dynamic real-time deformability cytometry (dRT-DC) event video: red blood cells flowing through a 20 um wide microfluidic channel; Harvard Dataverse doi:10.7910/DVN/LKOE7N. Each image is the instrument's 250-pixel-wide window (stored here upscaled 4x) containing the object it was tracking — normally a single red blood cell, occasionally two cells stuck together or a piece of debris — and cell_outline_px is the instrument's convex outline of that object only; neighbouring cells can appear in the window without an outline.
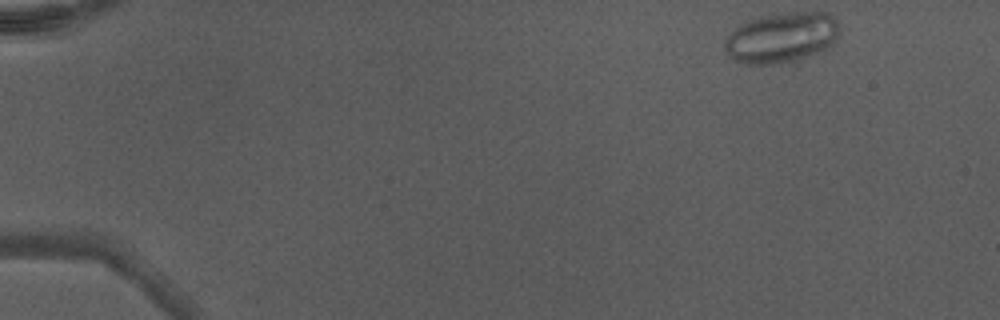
{"species": "Egyptian fruit bat (a non-hibernating species)", "species_latin": "Rousettus aegyptiacus", "temperature_condition": "warm", "stored_images_in_passage": 44, "camera_frame_rate_fps": 3000, "um_per_image_px": 0.085, "animal": {"sex": "male"}, "frame": {"image": 1, "passage_image": 1, "time_ms": 0.0, "image_size_px": [1000, 320], "cell_outline_px": [[840, 36], [832, 44], [816, 52], [804, 56], [772, 64], [748, 64], [736, 60], [724, 48], [724, 40], [736, 24], [760, 16], [788, 12], [828, 12], [836, 20], [840, 28]], "centroid_in_image_um": [66.42, 3.14], "position_along_channel_um": 18.6, "area_um2": 33.41}}
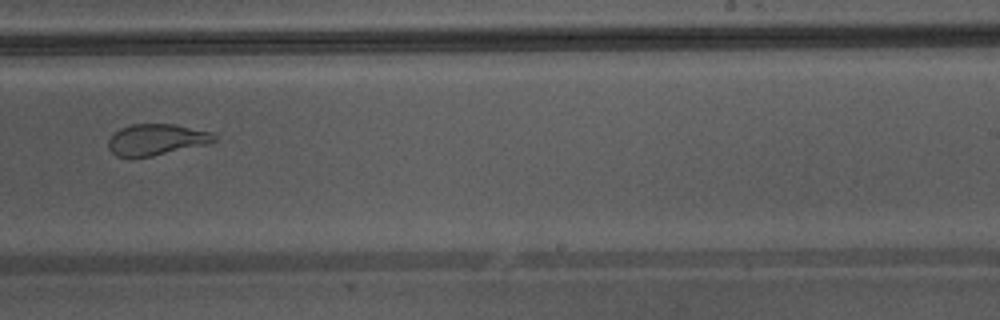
{"frame": {"image": 2, "passage_image": 28, "time_ms": 9.0, "image_size_px": [1000, 320], "cell_outline_px": [[220, 140], [212, 144], [132, 160], [116, 156], [108, 148], [108, 140], [120, 128], [132, 124], [176, 124], [212, 132]], "centroid_in_image_um": [13.34, 11.9], "position_along_channel_um": 275.7, "area_um2": 20.0}}
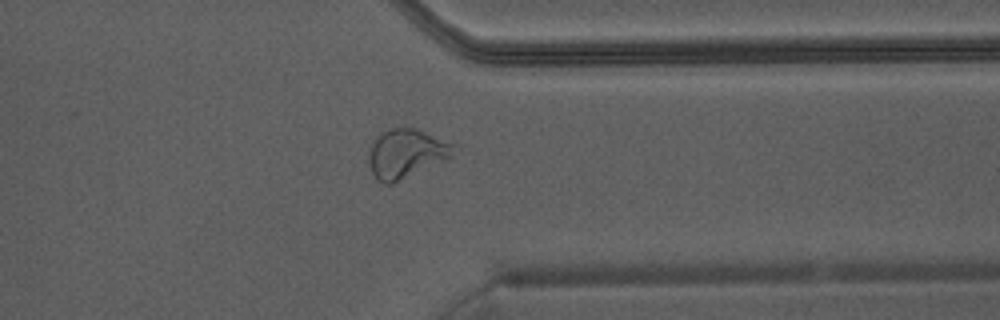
{"frame": {"image": 3, "passage_image": 35, "time_ms": 11.333, "image_size_px": [1000, 320], "cell_outline_px": [[456, 144], [452, 156], [444, 160], [392, 184], [384, 184], [376, 180], [372, 172], [372, 144], [376, 136], [380, 132], [388, 128], [416, 128]], "centroid_in_image_um": [34.56, 13.03], "position_along_channel_um": 376.8, "area_um2": 23.7}, "authors_computed_cell_mechanics": {"area_um2": 25.8366, "velocity_mm_per_s": 4.3755, "shape_relaxation_time_tau1_ms": null, "shape_relaxation_time_tau2_ms": 0.8084, "deformation_change_tau1": null, "deformation_change_tau2": 0.0769}}